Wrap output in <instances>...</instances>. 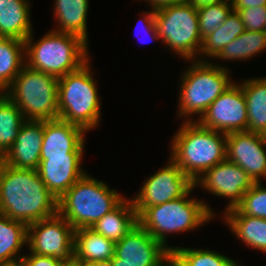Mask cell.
Masks as SVG:
<instances>
[{
	"label": "cell",
	"instance_id": "6da1fadb",
	"mask_svg": "<svg viewBox=\"0 0 266 266\" xmlns=\"http://www.w3.org/2000/svg\"><path fill=\"white\" fill-rule=\"evenodd\" d=\"M58 213V200L37 170L19 169L0 160V214L26 225Z\"/></svg>",
	"mask_w": 266,
	"mask_h": 266
},
{
	"label": "cell",
	"instance_id": "7a4b0ae2",
	"mask_svg": "<svg viewBox=\"0 0 266 266\" xmlns=\"http://www.w3.org/2000/svg\"><path fill=\"white\" fill-rule=\"evenodd\" d=\"M172 142L171 159L195 182L205 171L226 160L227 134L185 121Z\"/></svg>",
	"mask_w": 266,
	"mask_h": 266
},
{
	"label": "cell",
	"instance_id": "3957f363",
	"mask_svg": "<svg viewBox=\"0 0 266 266\" xmlns=\"http://www.w3.org/2000/svg\"><path fill=\"white\" fill-rule=\"evenodd\" d=\"M125 197L85 174L58 200V213L74 228H91Z\"/></svg>",
	"mask_w": 266,
	"mask_h": 266
},
{
	"label": "cell",
	"instance_id": "277c9868",
	"mask_svg": "<svg viewBox=\"0 0 266 266\" xmlns=\"http://www.w3.org/2000/svg\"><path fill=\"white\" fill-rule=\"evenodd\" d=\"M28 67L61 78L76 71L88 59L87 42L78 35L51 31L37 43L32 44V35L25 41Z\"/></svg>",
	"mask_w": 266,
	"mask_h": 266
},
{
	"label": "cell",
	"instance_id": "5b68a950",
	"mask_svg": "<svg viewBox=\"0 0 266 266\" xmlns=\"http://www.w3.org/2000/svg\"><path fill=\"white\" fill-rule=\"evenodd\" d=\"M88 62L58 79V118L85 131L96 127L101 115L97 87Z\"/></svg>",
	"mask_w": 266,
	"mask_h": 266
},
{
	"label": "cell",
	"instance_id": "8992f818",
	"mask_svg": "<svg viewBox=\"0 0 266 266\" xmlns=\"http://www.w3.org/2000/svg\"><path fill=\"white\" fill-rule=\"evenodd\" d=\"M5 92L25 120L58 119V78L24 65Z\"/></svg>",
	"mask_w": 266,
	"mask_h": 266
},
{
	"label": "cell",
	"instance_id": "52a82bcc",
	"mask_svg": "<svg viewBox=\"0 0 266 266\" xmlns=\"http://www.w3.org/2000/svg\"><path fill=\"white\" fill-rule=\"evenodd\" d=\"M194 188L180 198L147 207L138 216V223L170 252L172 248L165 244L166 233L192 230L214 216L205 202L186 198Z\"/></svg>",
	"mask_w": 266,
	"mask_h": 266
},
{
	"label": "cell",
	"instance_id": "ba28073f",
	"mask_svg": "<svg viewBox=\"0 0 266 266\" xmlns=\"http://www.w3.org/2000/svg\"><path fill=\"white\" fill-rule=\"evenodd\" d=\"M232 84L224 67L203 60L195 61L182 78L180 116L199 113L202 117L210 104Z\"/></svg>",
	"mask_w": 266,
	"mask_h": 266
},
{
	"label": "cell",
	"instance_id": "9c48e42d",
	"mask_svg": "<svg viewBox=\"0 0 266 266\" xmlns=\"http://www.w3.org/2000/svg\"><path fill=\"white\" fill-rule=\"evenodd\" d=\"M155 11L158 35L165 44L187 60L200 52L198 12L189 3L165 6Z\"/></svg>",
	"mask_w": 266,
	"mask_h": 266
},
{
	"label": "cell",
	"instance_id": "30bf717a",
	"mask_svg": "<svg viewBox=\"0 0 266 266\" xmlns=\"http://www.w3.org/2000/svg\"><path fill=\"white\" fill-rule=\"evenodd\" d=\"M75 229L59 214L28 225L31 253L52 256L65 265L74 263Z\"/></svg>",
	"mask_w": 266,
	"mask_h": 266
},
{
	"label": "cell",
	"instance_id": "8fae6325",
	"mask_svg": "<svg viewBox=\"0 0 266 266\" xmlns=\"http://www.w3.org/2000/svg\"><path fill=\"white\" fill-rule=\"evenodd\" d=\"M194 182L170 159V163L145 181L141 191L132 199L137 216L147 207L184 196Z\"/></svg>",
	"mask_w": 266,
	"mask_h": 266
},
{
	"label": "cell",
	"instance_id": "7c38bea8",
	"mask_svg": "<svg viewBox=\"0 0 266 266\" xmlns=\"http://www.w3.org/2000/svg\"><path fill=\"white\" fill-rule=\"evenodd\" d=\"M171 252L139 223L115 243L113 266H165Z\"/></svg>",
	"mask_w": 266,
	"mask_h": 266
},
{
	"label": "cell",
	"instance_id": "4fadbf2b",
	"mask_svg": "<svg viewBox=\"0 0 266 266\" xmlns=\"http://www.w3.org/2000/svg\"><path fill=\"white\" fill-rule=\"evenodd\" d=\"M198 120L203 127L224 134L247 131V105L241 86L233 83Z\"/></svg>",
	"mask_w": 266,
	"mask_h": 266
},
{
	"label": "cell",
	"instance_id": "5bb4252c",
	"mask_svg": "<svg viewBox=\"0 0 266 266\" xmlns=\"http://www.w3.org/2000/svg\"><path fill=\"white\" fill-rule=\"evenodd\" d=\"M203 174L194 185L198 186L199 183L202 188L216 196L229 197L230 203L226 210L236 207L255 183L245 170L227 159Z\"/></svg>",
	"mask_w": 266,
	"mask_h": 266
},
{
	"label": "cell",
	"instance_id": "9a60e30c",
	"mask_svg": "<svg viewBox=\"0 0 266 266\" xmlns=\"http://www.w3.org/2000/svg\"><path fill=\"white\" fill-rule=\"evenodd\" d=\"M266 139L259 133L233 132L227 134L226 159L239 165L254 182L266 177Z\"/></svg>",
	"mask_w": 266,
	"mask_h": 266
},
{
	"label": "cell",
	"instance_id": "2e32d148",
	"mask_svg": "<svg viewBox=\"0 0 266 266\" xmlns=\"http://www.w3.org/2000/svg\"><path fill=\"white\" fill-rule=\"evenodd\" d=\"M85 130L61 119L44 121L40 160L48 157H82Z\"/></svg>",
	"mask_w": 266,
	"mask_h": 266
},
{
	"label": "cell",
	"instance_id": "e0dca14e",
	"mask_svg": "<svg viewBox=\"0 0 266 266\" xmlns=\"http://www.w3.org/2000/svg\"><path fill=\"white\" fill-rule=\"evenodd\" d=\"M44 121L26 120L12 147L0 159L19 169L37 170L40 163Z\"/></svg>",
	"mask_w": 266,
	"mask_h": 266
},
{
	"label": "cell",
	"instance_id": "ac0fdd59",
	"mask_svg": "<svg viewBox=\"0 0 266 266\" xmlns=\"http://www.w3.org/2000/svg\"><path fill=\"white\" fill-rule=\"evenodd\" d=\"M81 159L82 157H48V160H40L37 172L57 200L86 174L81 168Z\"/></svg>",
	"mask_w": 266,
	"mask_h": 266
},
{
	"label": "cell",
	"instance_id": "d6986e66",
	"mask_svg": "<svg viewBox=\"0 0 266 266\" xmlns=\"http://www.w3.org/2000/svg\"><path fill=\"white\" fill-rule=\"evenodd\" d=\"M115 242L96 233L91 228L75 229L74 233V263L87 265L89 263L108 261L114 257Z\"/></svg>",
	"mask_w": 266,
	"mask_h": 266
},
{
	"label": "cell",
	"instance_id": "ffe728a7",
	"mask_svg": "<svg viewBox=\"0 0 266 266\" xmlns=\"http://www.w3.org/2000/svg\"><path fill=\"white\" fill-rule=\"evenodd\" d=\"M26 0H0V37L25 41L32 34Z\"/></svg>",
	"mask_w": 266,
	"mask_h": 266
},
{
	"label": "cell",
	"instance_id": "44dd1931",
	"mask_svg": "<svg viewBox=\"0 0 266 266\" xmlns=\"http://www.w3.org/2000/svg\"><path fill=\"white\" fill-rule=\"evenodd\" d=\"M137 223L138 216L133 201L124 199L116 208L98 220L91 229L116 243Z\"/></svg>",
	"mask_w": 266,
	"mask_h": 266
},
{
	"label": "cell",
	"instance_id": "7402d4cb",
	"mask_svg": "<svg viewBox=\"0 0 266 266\" xmlns=\"http://www.w3.org/2000/svg\"><path fill=\"white\" fill-rule=\"evenodd\" d=\"M226 223L247 246L266 252V219L242 214L236 207L225 211Z\"/></svg>",
	"mask_w": 266,
	"mask_h": 266
},
{
	"label": "cell",
	"instance_id": "603a6c76",
	"mask_svg": "<svg viewBox=\"0 0 266 266\" xmlns=\"http://www.w3.org/2000/svg\"><path fill=\"white\" fill-rule=\"evenodd\" d=\"M246 99L247 131L262 134L266 129V78L240 84Z\"/></svg>",
	"mask_w": 266,
	"mask_h": 266
},
{
	"label": "cell",
	"instance_id": "cb8c5ba5",
	"mask_svg": "<svg viewBox=\"0 0 266 266\" xmlns=\"http://www.w3.org/2000/svg\"><path fill=\"white\" fill-rule=\"evenodd\" d=\"M88 0H55V16L60 29L57 32L78 35L87 41V10Z\"/></svg>",
	"mask_w": 266,
	"mask_h": 266
},
{
	"label": "cell",
	"instance_id": "d4e9b609",
	"mask_svg": "<svg viewBox=\"0 0 266 266\" xmlns=\"http://www.w3.org/2000/svg\"><path fill=\"white\" fill-rule=\"evenodd\" d=\"M24 51V41L0 37V91L4 92L24 67Z\"/></svg>",
	"mask_w": 266,
	"mask_h": 266
},
{
	"label": "cell",
	"instance_id": "484cf974",
	"mask_svg": "<svg viewBox=\"0 0 266 266\" xmlns=\"http://www.w3.org/2000/svg\"><path fill=\"white\" fill-rule=\"evenodd\" d=\"M245 31V26L241 21L238 11L232 9L227 15L226 20L202 40L198 55L201 53L216 58L228 43Z\"/></svg>",
	"mask_w": 266,
	"mask_h": 266
},
{
	"label": "cell",
	"instance_id": "4316f807",
	"mask_svg": "<svg viewBox=\"0 0 266 266\" xmlns=\"http://www.w3.org/2000/svg\"><path fill=\"white\" fill-rule=\"evenodd\" d=\"M25 121L18 106L3 94L0 97V159L12 147Z\"/></svg>",
	"mask_w": 266,
	"mask_h": 266
},
{
	"label": "cell",
	"instance_id": "83f0119b",
	"mask_svg": "<svg viewBox=\"0 0 266 266\" xmlns=\"http://www.w3.org/2000/svg\"><path fill=\"white\" fill-rule=\"evenodd\" d=\"M27 238L28 225L0 214V261L14 259Z\"/></svg>",
	"mask_w": 266,
	"mask_h": 266
},
{
	"label": "cell",
	"instance_id": "f1b7e54d",
	"mask_svg": "<svg viewBox=\"0 0 266 266\" xmlns=\"http://www.w3.org/2000/svg\"><path fill=\"white\" fill-rule=\"evenodd\" d=\"M265 48V32L246 30L237 38L228 43L216 58L222 60H247Z\"/></svg>",
	"mask_w": 266,
	"mask_h": 266
},
{
	"label": "cell",
	"instance_id": "f546056e",
	"mask_svg": "<svg viewBox=\"0 0 266 266\" xmlns=\"http://www.w3.org/2000/svg\"><path fill=\"white\" fill-rule=\"evenodd\" d=\"M171 255L182 266H238V264L210 250L172 247Z\"/></svg>",
	"mask_w": 266,
	"mask_h": 266
},
{
	"label": "cell",
	"instance_id": "4dcf8cb0",
	"mask_svg": "<svg viewBox=\"0 0 266 266\" xmlns=\"http://www.w3.org/2000/svg\"><path fill=\"white\" fill-rule=\"evenodd\" d=\"M233 9L230 0L215 5H206L197 9L199 32L202 40L217 29Z\"/></svg>",
	"mask_w": 266,
	"mask_h": 266
},
{
	"label": "cell",
	"instance_id": "1f68e13d",
	"mask_svg": "<svg viewBox=\"0 0 266 266\" xmlns=\"http://www.w3.org/2000/svg\"><path fill=\"white\" fill-rule=\"evenodd\" d=\"M236 208L242 214L266 219V188L261 186V182L254 183Z\"/></svg>",
	"mask_w": 266,
	"mask_h": 266
},
{
	"label": "cell",
	"instance_id": "d6a6232c",
	"mask_svg": "<svg viewBox=\"0 0 266 266\" xmlns=\"http://www.w3.org/2000/svg\"><path fill=\"white\" fill-rule=\"evenodd\" d=\"M238 13L246 30L264 32L266 27V6L241 9Z\"/></svg>",
	"mask_w": 266,
	"mask_h": 266
},
{
	"label": "cell",
	"instance_id": "836d02e7",
	"mask_svg": "<svg viewBox=\"0 0 266 266\" xmlns=\"http://www.w3.org/2000/svg\"><path fill=\"white\" fill-rule=\"evenodd\" d=\"M24 266H65L60 260L52 256H40L31 253L28 256L23 255Z\"/></svg>",
	"mask_w": 266,
	"mask_h": 266
},
{
	"label": "cell",
	"instance_id": "e575fe53",
	"mask_svg": "<svg viewBox=\"0 0 266 266\" xmlns=\"http://www.w3.org/2000/svg\"><path fill=\"white\" fill-rule=\"evenodd\" d=\"M233 10L240 11L241 9L266 6V0H231Z\"/></svg>",
	"mask_w": 266,
	"mask_h": 266
},
{
	"label": "cell",
	"instance_id": "d590c367",
	"mask_svg": "<svg viewBox=\"0 0 266 266\" xmlns=\"http://www.w3.org/2000/svg\"><path fill=\"white\" fill-rule=\"evenodd\" d=\"M152 12H148V13H145L146 16L145 18H143V22H145L146 25H142L143 28H145V30H147L146 32H151L152 33V37L153 39H160L159 35H158V31H157V27H156V23H155V11L152 9L151 10Z\"/></svg>",
	"mask_w": 266,
	"mask_h": 266
},
{
	"label": "cell",
	"instance_id": "8d00e7d4",
	"mask_svg": "<svg viewBox=\"0 0 266 266\" xmlns=\"http://www.w3.org/2000/svg\"><path fill=\"white\" fill-rule=\"evenodd\" d=\"M147 1L151 3L150 6H152L153 10L169 5L187 3V0H147Z\"/></svg>",
	"mask_w": 266,
	"mask_h": 266
},
{
	"label": "cell",
	"instance_id": "74e56055",
	"mask_svg": "<svg viewBox=\"0 0 266 266\" xmlns=\"http://www.w3.org/2000/svg\"><path fill=\"white\" fill-rule=\"evenodd\" d=\"M226 1L228 0H187V3L198 9L206 5H215Z\"/></svg>",
	"mask_w": 266,
	"mask_h": 266
},
{
	"label": "cell",
	"instance_id": "f35d334b",
	"mask_svg": "<svg viewBox=\"0 0 266 266\" xmlns=\"http://www.w3.org/2000/svg\"><path fill=\"white\" fill-rule=\"evenodd\" d=\"M17 259L0 261V266H24L23 255Z\"/></svg>",
	"mask_w": 266,
	"mask_h": 266
},
{
	"label": "cell",
	"instance_id": "ab89813d",
	"mask_svg": "<svg viewBox=\"0 0 266 266\" xmlns=\"http://www.w3.org/2000/svg\"><path fill=\"white\" fill-rule=\"evenodd\" d=\"M85 266H113V263L111 260L108 261H100V262H94V263H89Z\"/></svg>",
	"mask_w": 266,
	"mask_h": 266
},
{
	"label": "cell",
	"instance_id": "60d3db41",
	"mask_svg": "<svg viewBox=\"0 0 266 266\" xmlns=\"http://www.w3.org/2000/svg\"><path fill=\"white\" fill-rule=\"evenodd\" d=\"M165 266H182L172 255L167 259Z\"/></svg>",
	"mask_w": 266,
	"mask_h": 266
},
{
	"label": "cell",
	"instance_id": "b9f144b4",
	"mask_svg": "<svg viewBox=\"0 0 266 266\" xmlns=\"http://www.w3.org/2000/svg\"><path fill=\"white\" fill-rule=\"evenodd\" d=\"M65 266H83V265L72 263V264H68V265H65Z\"/></svg>",
	"mask_w": 266,
	"mask_h": 266
},
{
	"label": "cell",
	"instance_id": "7bdbcfd3",
	"mask_svg": "<svg viewBox=\"0 0 266 266\" xmlns=\"http://www.w3.org/2000/svg\"><path fill=\"white\" fill-rule=\"evenodd\" d=\"M261 135L266 139V129Z\"/></svg>",
	"mask_w": 266,
	"mask_h": 266
},
{
	"label": "cell",
	"instance_id": "ee69618b",
	"mask_svg": "<svg viewBox=\"0 0 266 266\" xmlns=\"http://www.w3.org/2000/svg\"><path fill=\"white\" fill-rule=\"evenodd\" d=\"M3 94H4V92H3V91H0V97H1Z\"/></svg>",
	"mask_w": 266,
	"mask_h": 266
}]
</instances>
